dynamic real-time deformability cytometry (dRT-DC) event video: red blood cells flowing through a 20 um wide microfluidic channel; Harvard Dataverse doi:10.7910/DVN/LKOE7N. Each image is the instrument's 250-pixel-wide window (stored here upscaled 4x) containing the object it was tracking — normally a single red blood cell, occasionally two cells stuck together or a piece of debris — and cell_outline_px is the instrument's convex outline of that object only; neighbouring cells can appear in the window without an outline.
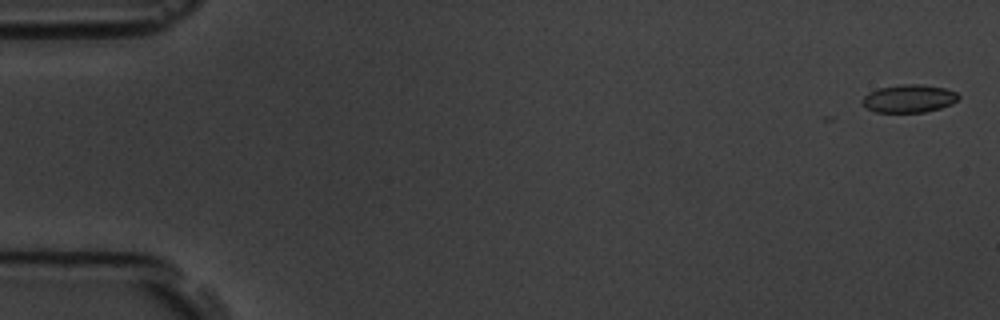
{"species": "common noctule bat (a hibernating species)", "species_latin": "Nyctalus noctula", "temperature_condition": "room temperature", "stored_images_in_passage": 11, "camera_frame_rate_fps": 3000, "um_per_image_px": 0.085, "animal": {"sex": "male", "body_mass_g": 19.5, "forearm_length_mm": 54.6}, "frame": {"image": 1, "passage_image": 1, "time_ms": 0.0, "image_size_px": [1000, 320], "cell_outline_px": [[960, 96], [952, 104], [940, 108], [924, 112], [876, 112], [868, 108], [860, 100], [868, 92], [876, 88], [900, 84], [920, 84], [944, 88], [956, 92]], "centroid_in_image_um": [77.24, 8.36], "position_along_channel_um": 7.8, "area_um2": 15.66}}
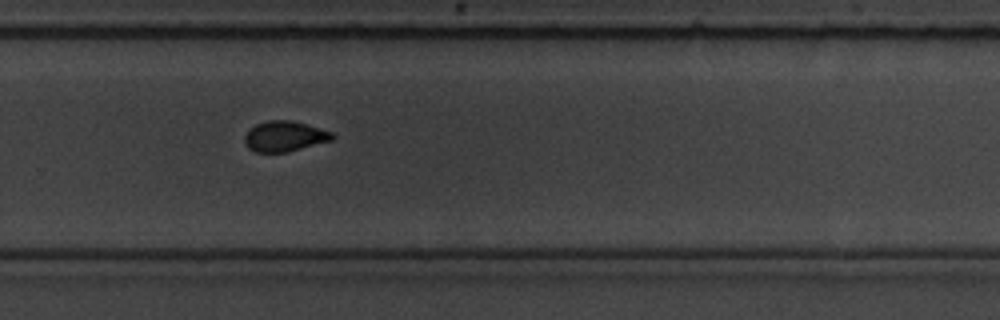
{"frame": {"image": 2, "passage_image": 11, "time_ms": 12.333, "image_size_px": [1000, 320], "cell_outline_px": [[336, 136], [332, 140], [288, 152], [256, 152], [248, 148], [244, 140], [244, 136], [256, 124], [268, 120], [292, 120], [332, 132]], "centroid_in_image_um": [24.2, 11.59], "position_along_channel_um": 305.6, "area_um2": 15.43}}